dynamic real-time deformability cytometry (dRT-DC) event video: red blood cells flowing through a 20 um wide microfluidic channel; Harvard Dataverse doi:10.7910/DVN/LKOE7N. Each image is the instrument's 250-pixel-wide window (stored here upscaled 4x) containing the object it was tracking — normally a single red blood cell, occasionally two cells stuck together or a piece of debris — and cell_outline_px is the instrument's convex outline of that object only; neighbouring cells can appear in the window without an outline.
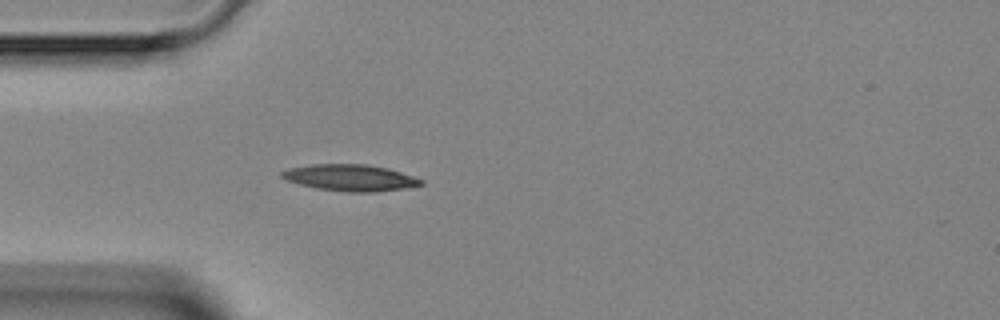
{"species": "Egyptian fruit bat (a non-hibernating species)", "species_latin": "Rousettus aegyptiacus", "temperature_condition": "room temperature", "stored_images_in_passage": 35, "camera_frame_rate_fps": 3000, "um_per_image_px": 0.085, "animal": {"sex": "female"}, "frame": {"image": 1, "passage_image": 1, "time_ms": 0.0, "image_size_px": [1000, 320], "cell_outline_px": [[424, 184], [404, 188], [376, 192], [348, 192], [316, 188], [284, 180], [280, 176], [280, 172], [288, 168], [312, 164], [368, 164], [388, 168], [424, 180]], "centroid_in_image_um": [29.74, 15.1], "position_along_channel_um": 55.3, "area_um2": 21.56}}
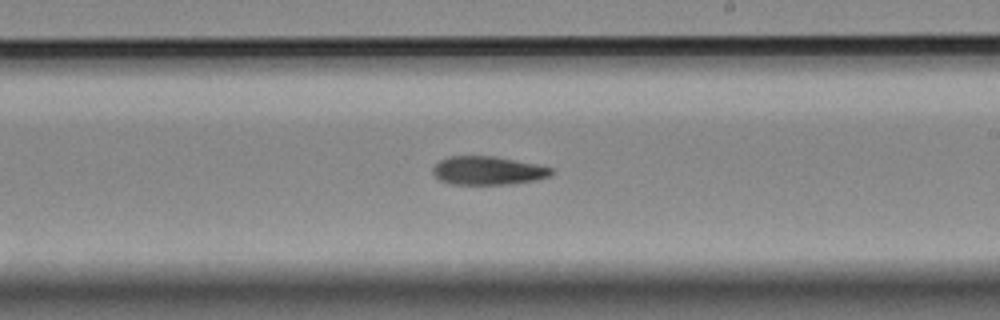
{"frame": {"image": 2, "passage_image": 15, "time_ms": 4.667, "image_size_px": [1000, 320], "cell_outline_px": [[552, 172], [548, 176], [532, 180], [504, 184], [452, 184], [440, 180], [432, 172], [432, 168], [440, 160], [448, 156], [492, 156], [536, 164], [552, 168]], "centroid_in_image_um": [41.4, 14.49], "position_along_channel_um": 247.6, "area_um2": 19.25}}
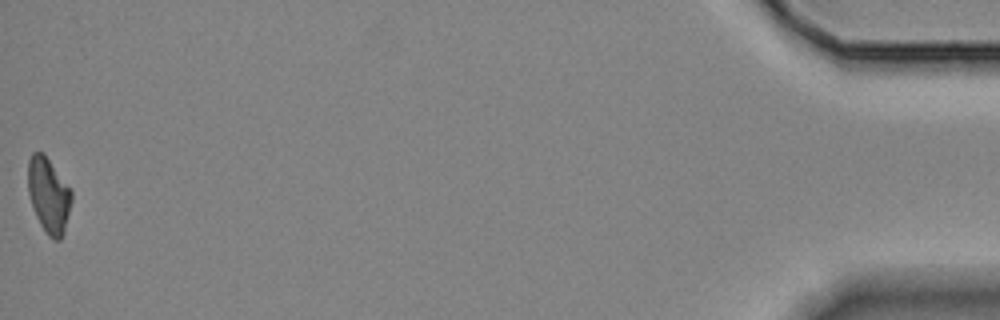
{"frame": {"image": 3, "passage_image": 35, "time_ms": 11.333, "image_size_px": [1000, 320], "cell_outline_px": [[72, 200], [64, 232], [60, 240], [52, 240], [48, 236], [40, 224], [36, 216], [28, 192], [28, 160], [32, 152], [44, 152], [72, 192]], "centroid_in_image_um": [4.13, 16.59], "position_along_channel_um": 431.1, "area_um2": 19.02}}